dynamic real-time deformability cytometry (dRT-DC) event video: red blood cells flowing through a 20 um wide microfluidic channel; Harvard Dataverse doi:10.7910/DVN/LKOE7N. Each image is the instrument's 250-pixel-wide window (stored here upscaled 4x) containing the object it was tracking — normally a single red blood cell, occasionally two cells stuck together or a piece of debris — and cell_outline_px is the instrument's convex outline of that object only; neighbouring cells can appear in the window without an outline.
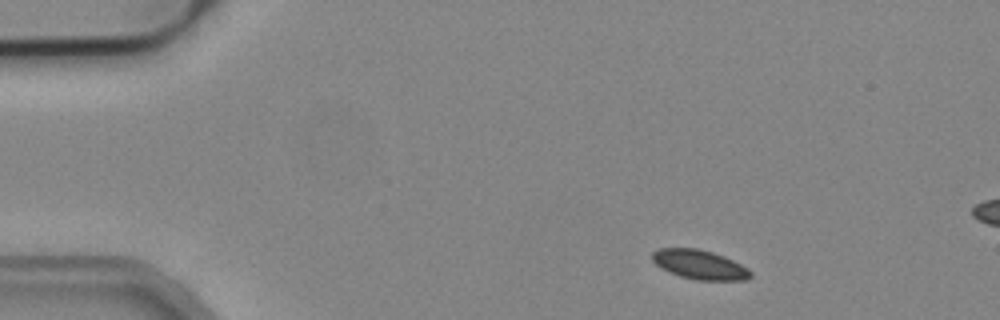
{"species": "common noctule bat (a hibernating species)", "species_latin": "Nyctalus noctula", "temperature_condition": "cold", "stored_images_in_passage": 3, "segment_of_instrument_passage": [1, 2], "camera_frame_rate_fps": 3000, "um_per_image_px": 0.085, "animal": {"sex": "male", "body_mass_g": 19.2, "forearm_length_mm": 51.8}, "frame": {"image": 1, "passage_image": 1, "time_ms": 0.0, "image_size_px": [1000, 320], "cell_outline_px": [[752, 276], [744, 280], [696, 280], [680, 276], [668, 272], [660, 268], [652, 260], [652, 252], [660, 248], [696, 248], [712, 252], [724, 256], [748, 268], [752, 272]], "centroid_in_image_um": [59.45, 22.49], "position_along_channel_um": 25.5, "area_um2": 16.82}}